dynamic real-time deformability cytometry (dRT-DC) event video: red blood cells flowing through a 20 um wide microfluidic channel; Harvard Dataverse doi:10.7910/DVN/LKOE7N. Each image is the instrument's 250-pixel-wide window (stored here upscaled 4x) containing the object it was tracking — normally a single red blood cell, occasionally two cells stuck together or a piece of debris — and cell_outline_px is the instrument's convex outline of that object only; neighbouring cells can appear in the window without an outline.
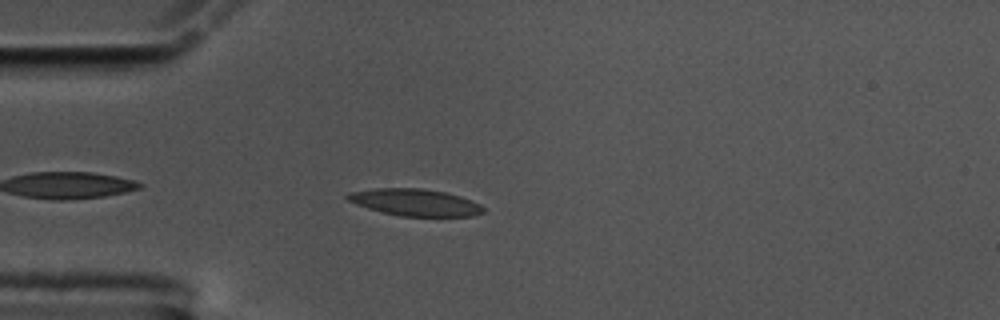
{"species": "common noctule bat (a hibernating species)", "species_latin": "Nyctalus noctula", "temperature_condition": "cold", "stored_images_in_passage": 46, "camera_frame_rate_fps": 3000, "um_per_image_px": 0.085, "animal": {"sex": "male", "body_mass_g": 17.5, "forearm_length_mm": 52.3}, "frame": {"image": 1, "passage_image": 4, "time_ms": 1.0, "image_size_px": [1000, 320], "cell_outline_px": [[484, 212], [472, 216], [400, 216], [368, 208], [356, 204], [348, 200], [344, 196], [348, 192], [376, 188], [420, 188], [444, 192], [460, 196], [480, 204], [484, 208]], "centroid_in_image_um": [35.26, 17.2], "position_along_channel_um": 49.7, "area_um2": 21.15}}
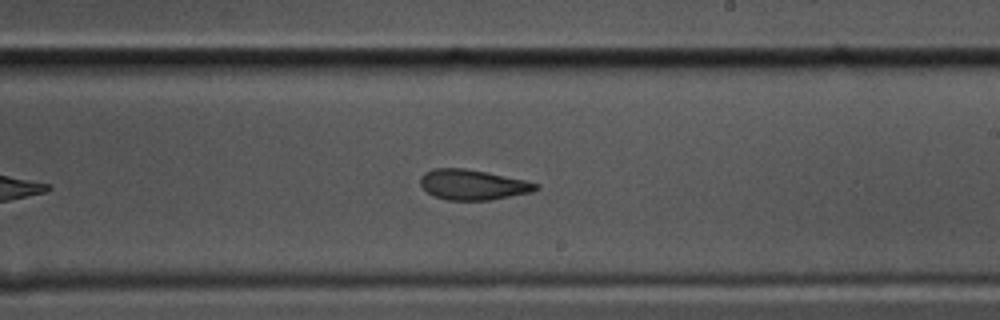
{"frame": {"image": 2, "passage_image": 22, "time_ms": 7.0, "image_size_px": [1000, 320], "cell_outline_px": [[540, 188], [532, 192], [488, 200], [448, 200], [436, 196], [428, 192], [420, 184], [420, 176], [424, 172], [432, 168], [464, 168], [524, 180], [540, 184]], "centroid_in_image_um": [40.18, 15.69], "position_along_channel_um": 248.8, "area_um2": 20.17}}
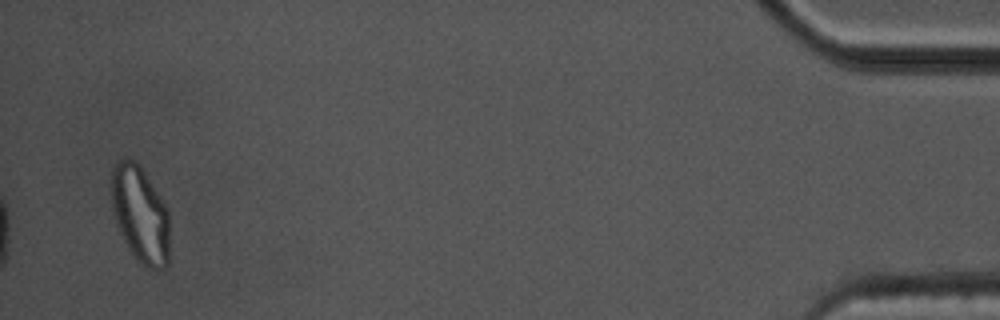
{"frame": {"image": 3, "passage_image": 44, "time_ms": 14.333, "image_size_px": [1000, 320], "cell_outline_px": [[168, 264], [164, 268], [156, 272], [140, 264], [136, 260], [128, 248], [116, 224], [112, 208], [112, 164], [116, 160], [124, 156], [140, 164], [168, 208]], "centroid_in_image_um": [11.91, 18.21], "position_along_channel_um": 423.3, "area_um2": 33.29}, "authors_computed_cell_mechanics": {"area_um2": 21.2415, "velocity_mm_per_s": 3.5095, "shape_relaxation_time_tau1_ms": null, "shape_relaxation_time_tau2_ms": 3.4993, "deformation_change_tau1": null, "deformation_change_tau2": 0.1096}}